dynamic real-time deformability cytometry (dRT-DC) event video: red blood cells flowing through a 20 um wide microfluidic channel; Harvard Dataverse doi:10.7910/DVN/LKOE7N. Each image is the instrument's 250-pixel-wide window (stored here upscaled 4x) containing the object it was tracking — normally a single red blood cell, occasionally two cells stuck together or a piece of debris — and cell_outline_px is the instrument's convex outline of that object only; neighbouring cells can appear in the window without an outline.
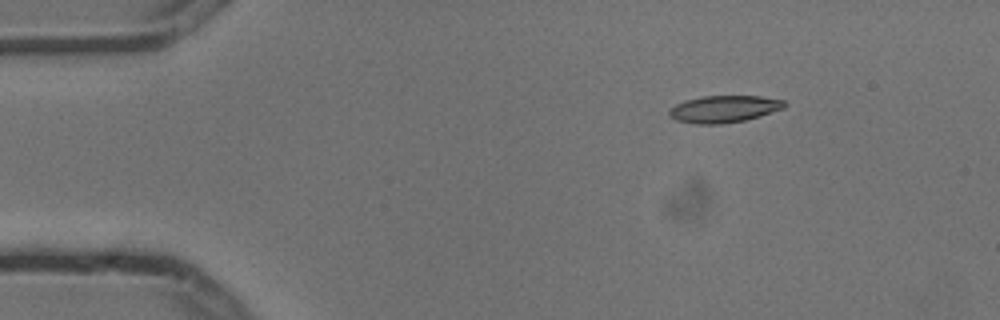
{"species": "common noctule bat (a hibernating species)", "species_latin": "Nyctalus noctula", "temperature_condition": "cold", "stored_images_in_passage": 6, "camera_frame_rate_fps": 3000, "um_per_image_px": 0.085, "animal": {"sex": "male", "body_mass_g": 13.3}, "frame": {"image": 1, "passage_image": 3, "time_ms": 0.667, "image_size_px": [1000, 320], "cell_outline_px": [[788, 104], [784, 108], [760, 116], [744, 120], [720, 124], [696, 124], [676, 120], [668, 116], [668, 112], [676, 104], [684, 100], [704, 96], [760, 96], [784, 100]], "centroid_in_image_um": [61.54, 9.26], "position_along_channel_um": 23.5, "area_um2": 18.15}}
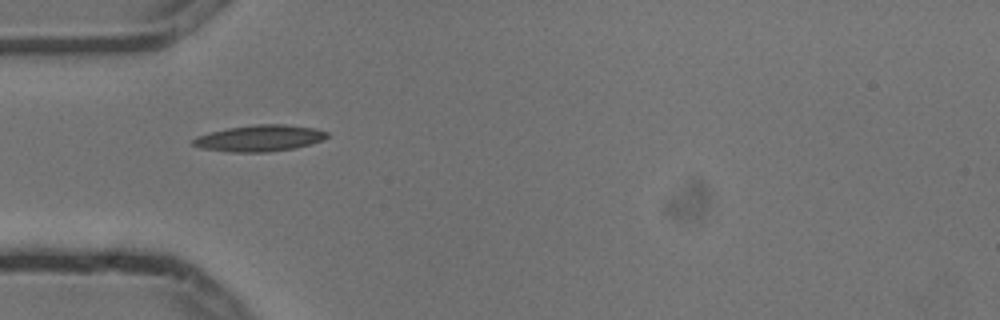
{"frame": {"image": 2, "passage_image": 5, "time_ms": 1.333, "image_size_px": [1000, 320], "cell_outline_px": [[328, 136], [324, 140], [312, 144], [296, 148], [268, 152], [232, 152], [200, 148], [192, 144], [192, 140], [196, 136], [228, 128], [256, 124], [284, 124], [316, 128], [328, 132]], "centroid_in_image_um": [22.11, 11.75], "position_along_channel_um": 62.9, "area_um2": 20.69}}
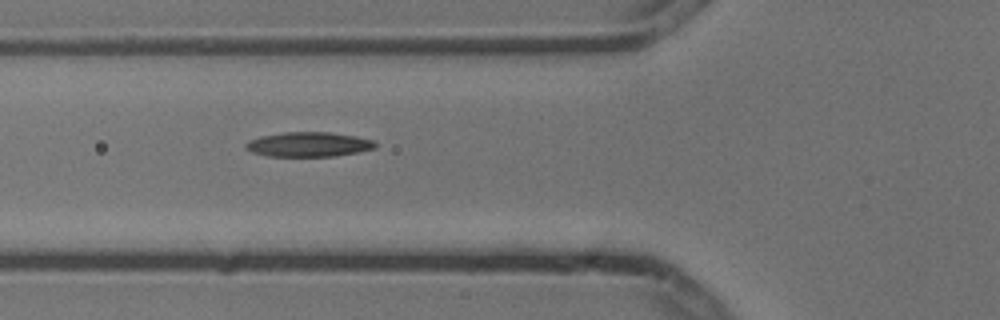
{"frame": {"image": 3, "passage_image": 6, "time_ms": 1.667, "image_size_px": [1000, 320], "cell_outline_px": [[376, 148], [360, 152], [332, 156], [268, 156], [252, 152], [244, 148], [244, 144], [248, 140], [260, 136], [284, 132], [328, 132], [356, 136], [376, 140]], "centroid_in_image_um": [26.24, 12.27], "position_along_channel_um": 99.6, "area_um2": 18.79}}